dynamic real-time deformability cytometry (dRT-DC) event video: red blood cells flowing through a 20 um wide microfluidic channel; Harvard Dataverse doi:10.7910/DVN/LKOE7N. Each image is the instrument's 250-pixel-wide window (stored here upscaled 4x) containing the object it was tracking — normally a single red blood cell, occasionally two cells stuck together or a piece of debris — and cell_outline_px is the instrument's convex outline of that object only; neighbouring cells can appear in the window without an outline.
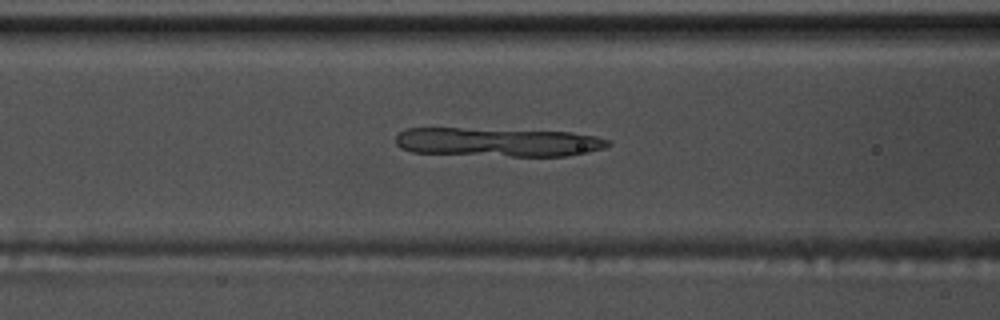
{"species": "common noctule bat (a hibernating species)", "species_latin": "Nyctalus noctula", "temperature_condition": "warm", "stored_images_in_passage": 42, "camera_frame_rate_fps": 3000, "um_per_image_px": 0.085, "animal": {"sex": "male", "body_mass_g": 17.5, "forearm_length_mm": 52.3}, "frame": {"image": 1, "passage_image": 10, "time_ms": 3.0, "image_size_px": [1000, 320], "cell_outline_px": [[612, 144], [604, 148], [588, 152], [568, 156], [512, 156], [412, 152], [400, 148], [396, 144], [396, 136], [400, 132], [408, 128], [460, 128], [572, 132], [596, 136], [608, 140]], "centroid_in_image_um": [42.33, 12.08], "position_along_channel_um": 124.3, "area_um2": 35.66}}